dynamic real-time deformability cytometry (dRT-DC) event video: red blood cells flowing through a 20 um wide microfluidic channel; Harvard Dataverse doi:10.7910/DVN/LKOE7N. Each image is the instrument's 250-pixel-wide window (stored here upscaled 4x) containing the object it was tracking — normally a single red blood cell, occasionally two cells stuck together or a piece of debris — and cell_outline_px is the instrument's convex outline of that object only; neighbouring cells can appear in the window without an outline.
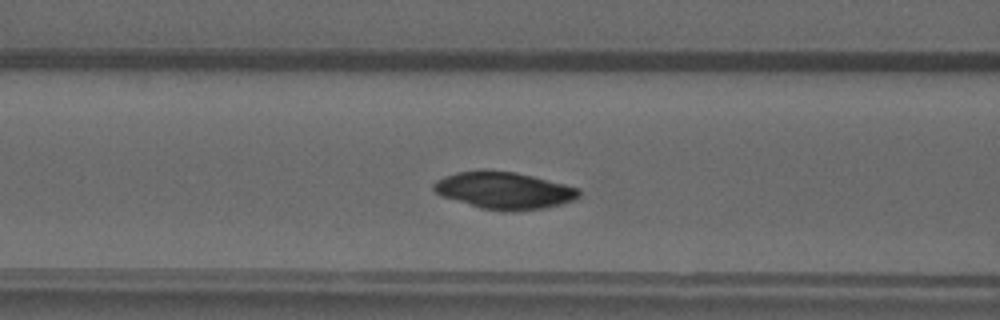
{"species": "common noctule bat (a hibernating species)", "species_latin": "Nyctalus noctula", "temperature_condition": "warm", "stored_images_in_passage": 34, "camera_frame_rate_fps": 3000, "um_per_image_px": 0.085, "animal": {"sex": "male", "forearm_length_mm": 52.5}, "frame": {"image": 1, "passage_image": 7, "time_ms": 2.0, "image_size_px": [1000, 320], "cell_outline_px": [[580, 196], [576, 200], [544, 208], [512, 212], [480, 208], [440, 196], [432, 188], [432, 184], [436, 180], [444, 176], [456, 172], [480, 168], [484, 168], [516, 172], [580, 188]], "centroid_in_image_um": [42.81, 16.17], "position_along_channel_um": 123.8, "area_um2": 31.96}}
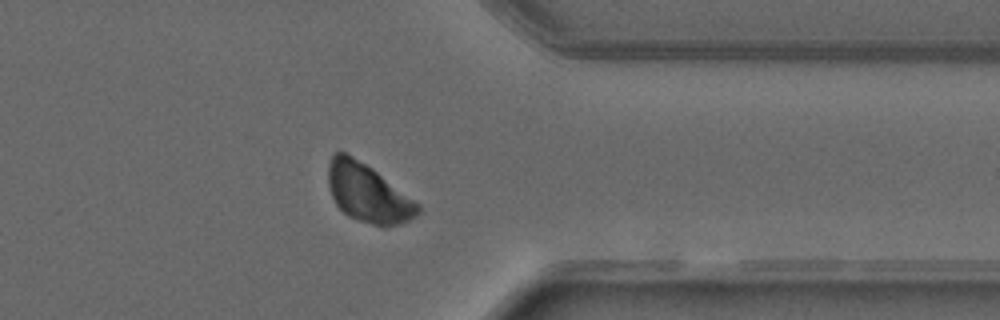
{"frame": {"image": 2, "passage_image": 26, "time_ms": 8.333, "image_size_px": [1000, 320], "cell_outline_px": [[420, 212], [408, 220], [400, 224], [384, 228], [348, 216], [336, 204], [332, 196], [328, 184], [328, 164], [332, 156], [336, 152], [344, 152], [352, 156], [372, 168], [420, 204]], "centroid_in_image_um": [31.27, 16.43], "position_along_channel_um": 380.1, "area_um2": 30.23}}
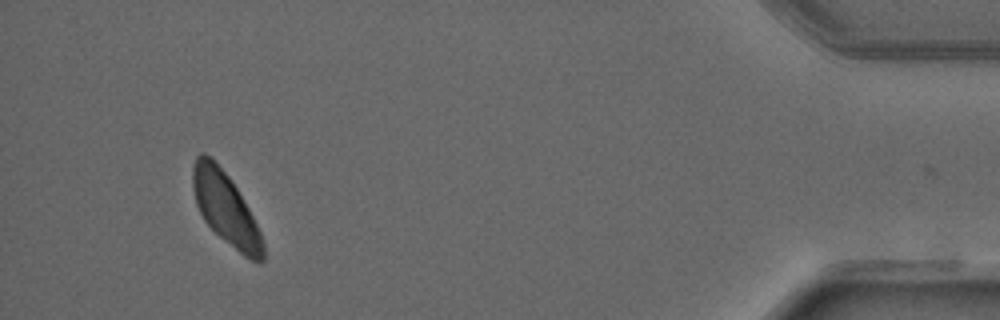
{"frame": {"image": 3, "passage_image": 33, "time_ms": 10.667, "image_size_px": [1000, 320], "cell_outline_px": [[264, 260], [252, 260], [244, 256], [220, 236], [204, 220], [196, 204], [192, 188], [192, 168], [196, 156], [200, 152], [204, 152], [228, 176], [236, 188], [248, 208], [260, 232], [264, 244]], "centroid_in_image_um": [19.15, 17.7], "position_along_channel_um": 416.1, "area_um2": 28.78}}